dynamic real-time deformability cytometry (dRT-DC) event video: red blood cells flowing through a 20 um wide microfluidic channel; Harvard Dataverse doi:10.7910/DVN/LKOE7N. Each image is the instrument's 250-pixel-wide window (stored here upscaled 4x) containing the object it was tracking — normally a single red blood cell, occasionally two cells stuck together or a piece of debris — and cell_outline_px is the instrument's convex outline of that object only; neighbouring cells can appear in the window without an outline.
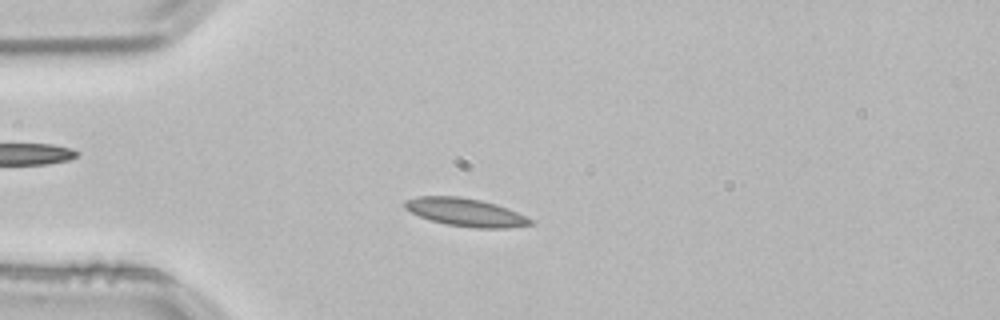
{"species": "common noctule bat (a hibernating species)", "species_latin": "Nyctalus noctula", "temperature_condition": "room temperature", "stored_images_in_passage": 54, "camera_frame_rate_fps": 3000, "um_per_image_px": 0.085, "animal": {"sex": "male", "body_mass_g": 21.5, "forearm_length_mm": 52.0}, "frame": {"image": 1, "passage_image": 14, "time_ms": 4.333, "image_size_px": [1000, 320], "cell_outline_px": [[536, 224], [508, 228], [472, 228], [444, 224], [420, 216], [404, 208], [404, 200], [420, 196], [460, 196], [480, 200], [496, 204], [536, 220]], "centroid_in_image_um": [39.62, 18.05], "position_along_channel_um": 45.4, "area_um2": 20.63}}
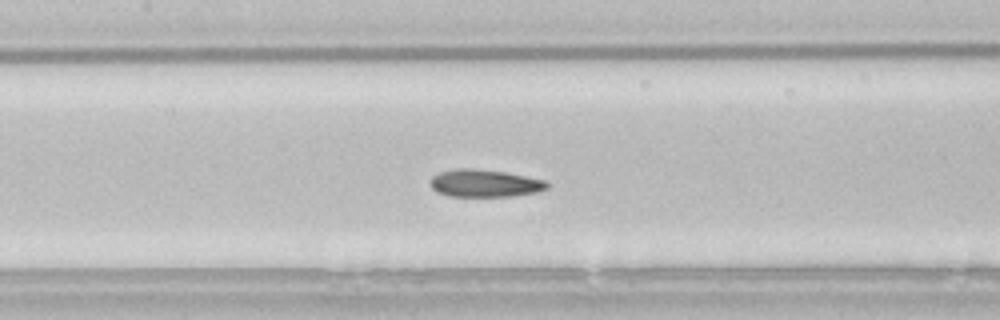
{"frame": {"image": 2, "passage_image": 25, "time_ms": 8.0, "image_size_px": [1000, 320], "cell_outline_px": [[548, 188], [536, 192], [512, 196], [448, 196], [436, 192], [432, 188], [432, 176], [440, 172], [456, 168], [472, 168], [504, 172], [544, 180], [548, 184]], "centroid_in_image_um": [41.17, 15.58], "position_along_channel_um": 166.2, "area_um2": 18.5}}
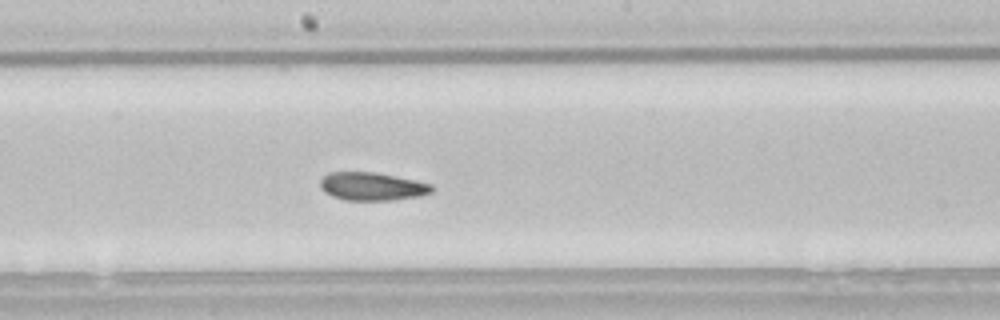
{"frame": {"image": 3, "passage_image": 29, "time_ms": 9.333, "image_size_px": [1000, 320], "cell_outline_px": [[436, 188], [432, 192], [420, 196], [392, 200], [344, 200], [332, 196], [324, 192], [320, 188], [320, 180], [328, 172], [376, 172], [416, 180], [432, 184]], "centroid_in_image_um": [31.64, 15.84], "position_along_channel_um": 216.6, "area_um2": 18.5}, "authors_computed_cell_mechanics": {"area_um2": 18.8428, "velocity_mm_per_s": 3.7872, "shape_relaxation_time_tau1_ms": 5.8888, "shape_relaxation_time_tau2_ms": 2.2147, "deformation_change_tau1": 0.1438, "deformation_change_tau2": 0.0771}}